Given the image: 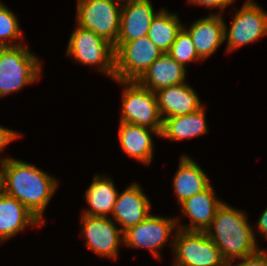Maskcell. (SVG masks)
Wrapping results in <instances>:
<instances>
[{"mask_svg": "<svg viewBox=\"0 0 267 266\" xmlns=\"http://www.w3.org/2000/svg\"><path fill=\"white\" fill-rule=\"evenodd\" d=\"M168 54L184 67L193 60H202L196 52L191 36L184 28L178 33Z\"/></svg>", "mask_w": 267, "mask_h": 266, "instance_id": "d4e9b609", "label": "cell"}, {"mask_svg": "<svg viewBox=\"0 0 267 266\" xmlns=\"http://www.w3.org/2000/svg\"><path fill=\"white\" fill-rule=\"evenodd\" d=\"M203 106L197 111L163 119L161 138L180 141L207 133V123Z\"/></svg>", "mask_w": 267, "mask_h": 266, "instance_id": "44dd1931", "label": "cell"}, {"mask_svg": "<svg viewBox=\"0 0 267 266\" xmlns=\"http://www.w3.org/2000/svg\"><path fill=\"white\" fill-rule=\"evenodd\" d=\"M186 79V67L174 60L168 53L156 59L137 82L156 92L162 88L182 84Z\"/></svg>", "mask_w": 267, "mask_h": 266, "instance_id": "e0dca14e", "label": "cell"}, {"mask_svg": "<svg viewBox=\"0 0 267 266\" xmlns=\"http://www.w3.org/2000/svg\"><path fill=\"white\" fill-rule=\"evenodd\" d=\"M158 13H155L150 0H133L122 4L117 43L134 41L147 36L150 25Z\"/></svg>", "mask_w": 267, "mask_h": 266, "instance_id": "4fadbf2b", "label": "cell"}, {"mask_svg": "<svg viewBox=\"0 0 267 266\" xmlns=\"http://www.w3.org/2000/svg\"><path fill=\"white\" fill-rule=\"evenodd\" d=\"M183 24L177 14L161 9L154 17L147 36L163 53H168Z\"/></svg>", "mask_w": 267, "mask_h": 266, "instance_id": "603a6c76", "label": "cell"}, {"mask_svg": "<svg viewBox=\"0 0 267 266\" xmlns=\"http://www.w3.org/2000/svg\"><path fill=\"white\" fill-rule=\"evenodd\" d=\"M183 28L191 36L198 56L204 60L211 56L225 41V21L221 14H211L193 22L190 28Z\"/></svg>", "mask_w": 267, "mask_h": 266, "instance_id": "9a60e30c", "label": "cell"}, {"mask_svg": "<svg viewBox=\"0 0 267 266\" xmlns=\"http://www.w3.org/2000/svg\"><path fill=\"white\" fill-rule=\"evenodd\" d=\"M171 241L173 266H228L221 251L205 232L176 229Z\"/></svg>", "mask_w": 267, "mask_h": 266, "instance_id": "5b68a950", "label": "cell"}, {"mask_svg": "<svg viewBox=\"0 0 267 266\" xmlns=\"http://www.w3.org/2000/svg\"><path fill=\"white\" fill-rule=\"evenodd\" d=\"M114 186L111 178L105 176L102 178L96 174L84 196L90 208L84 210L82 214L99 217H108L107 213L112 214L118 197V192Z\"/></svg>", "mask_w": 267, "mask_h": 266, "instance_id": "7402d4cb", "label": "cell"}, {"mask_svg": "<svg viewBox=\"0 0 267 266\" xmlns=\"http://www.w3.org/2000/svg\"><path fill=\"white\" fill-rule=\"evenodd\" d=\"M256 227L259 230L260 234H262V236L267 239V208L265 209V211H263Z\"/></svg>", "mask_w": 267, "mask_h": 266, "instance_id": "f1b7e54d", "label": "cell"}, {"mask_svg": "<svg viewBox=\"0 0 267 266\" xmlns=\"http://www.w3.org/2000/svg\"><path fill=\"white\" fill-rule=\"evenodd\" d=\"M19 136L21 135L18 132L0 125V153H2V150L5 149L10 142L17 139Z\"/></svg>", "mask_w": 267, "mask_h": 266, "instance_id": "83f0119b", "label": "cell"}, {"mask_svg": "<svg viewBox=\"0 0 267 266\" xmlns=\"http://www.w3.org/2000/svg\"><path fill=\"white\" fill-rule=\"evenodd\" d=\"M172 180L179 204L204 191L210 185L208 177L198 163L186 155L181 156L179 167Z\"/></svg>", "mask_w": 267, "mask_h": 266, "instance_id": "ffe728a7", "label": "cell"}, {"mask_svg": "<svg viewBox=\"0 0 267 266\" xmlns=\"http://www.w3.org/2000/svg\"><path fill=\"white\" fill-rule=\"evenodd\" d=\"M25 45L0 47V97L34 83L41 75V62Z\"/></svg>", "mask_w": 267, "mask_h": 266, "instance_id": "3957f363", "label": "cell"}, {"mask_svg": "<svg viewBox=\"0 0 267 266\" xmlns=\"http://www.w3.org/2000/svg\"><path fill=\"white\" fill-rule=\"evenodd\" d=\"M113 1H116V2H120L119 4H125V3H129V2H131V1H133V0H113ZM123 2V3H122Z\"/></svg>", "mask_w": 267, "mask_h": 266, "instance_id": "4dcf8cb0", "label": "cell"}, {"mask_svg": "<svg viewBox=\"0 0 267 266\" xmlns=\"http://www.w3.org/2000/svg\"><path fill=\"white\" fill-rule=\"evenodd\" d=\"M42 224L16 198L7 194L0 196V242L12 238L29 225L37 227Z\"/></svg>", "mask_w": 267, "mask_h": 266, "instance_id": "d6986e66", "label": "cell"}, {"mask_svg": "<svg viewBox=\"0 0 267 266\" xmlns=\"http://www.w3.org/2000/svg\"><path fill=\"white\" fill-rule=\"evenodd\" d=\"M114 220L109 217H81L82 233L86 246L102 257L117 259L120 244L124 243V235Z\"/></svg>", "mask_w": 267, "mask_h": 266, "instance_id": "8fae6325", "label": "cell"}, {"mask_svg": "<svg viewBox=\"0 0 267 266\" xmlns=\"http://www.w3.org/2000/svg\"><path fill=\"white\" fill-rule=\"evenodd\" d=\"M137 183H132L122 193H118L112 217L119 223L124 233L144 221L150 214L151 203Z\"/></svg>", "mask_w": 267, "mask_h": 266, "instance_id": "7c38bea8", "label": "cell"}, {"mask_svg": "<svg viewBox=\"0 0 267 266\" xmlns=\"http://www.w3.org/2000/svg\"><path fill=\"white\" fill-rule=\"evenodd\" d=\"M22 34L14 12L0 2V47L21 45L11 40H22Z\"/></svg>", "mask_w": 267, "mask_h": 266, "instance_id": "cb8c5ba5", "label": "cell"}, {"mask_svg": "<svg viewBox=\"0 0 267 266\" xmlns=\"http://www.w3.org/2000/svg\"><path fill=\"white\" fill-rule=\"evenodd\" d=\"M114 49L115 80L120 81H137L163 54L148 36L125 43H116Z\"/></svg>", "mask_w": 267, "mask_h": 266, "instance_id": "ba28073f", "label": "cell"}, {"mask_svg": "<svg viewBox=\"0 0 267 266\" xmlns=\"http://www.w3.org/2000/svg\"><path fill=\"white\" fill-rule=\"evenodd\" d=\"M151 133L160 137V133L157 130L120 122L118 138L122 150L129 157L144 163V165H149L152 162L154 151Z\"/></svg>", "mask_w": 267, "mask_h": 266, "instance_id": "ac0fdd59", "label": "cell"}, {"mask_svg": "<svg viewBox=\"0 0 267 266\" xmlns=\"http://www.w3.org/2000/svg\"><path fill=\"white\" fill-rule=\"evenodd\" d=\"M116 82L125 86L120 122L144 126L161 134L163 119L158 109L156 93L141 86L137 81Z\"/></svg>", "mask_w": 267, "mask_h": 266, "instance_id": "277c9868", "label": "cell"}, {"mask_svg": "<svg viewBox=\"0 0 267 266\" xmlns=\"http://www.w3.org/2000/svg\"><path fill=\"white\" fill-rule=\"evenodd\" d=\"M178 219L149 214L144 221L123 233V244L133 248H148L155 258L160 259L159 250L168 241L173 228L177 227Z\"/></svg>", "mask_w": 267, "mask_h": 266, "instance_id": "30bf717a", "label": "cell"}, {"mask_svg": "<svg viewBox=\"0 0 267 266\" xmlns=\"http://www.w3.org/2000/svg\"><path fill=\"white\" fill-rule=\"evenodd\" d=\"M155 93L162 119L186 115L202 107L195 90L185 82L162 88Z\"/></svg>", "mask_w": 267, "mask_h": 266, "instance_id": "2e32d148", "label": "cell"}, {"mask_svg": "<svg viewBox=\"0 0 267 266\" xmlns=\"http://www.w3.org/2000/svg\"><path fill=\"white\" fill-rule=\"evenodd\" d=\"M224 202L215 196L211 184L204 190L180 203L182 212L189 217L191 224L177 225L183 231L205 232L211 225L217 210Z\"/></svg>", "mask_w": 267, "mask_h": 266, "instance_id": "5bb4252c", "label": "cell"}, {"mask_svg": "<svg viewBox=\"0 0 267 266\" xmlns=\"http://www.w3.org/2000/svg\"><path fill=\"white\" fill-rule=\"evenodd\" d=\"M57 183L53 176L35 165L14 158L5 160L6 194L21 202L43 224L42 214Z\"/></svg>", "mask_w": 267, "mask_h": 266, "instance_id": "6da1fadb", "label": "cell"}, {"mask_svg": "<svg viewBox=\"0 0 267 266\" xmlns=\"http://www.w3.org/2000/svg\"><path fill=\"white\" fill-rule=\"evenodd\" d=\"M235 0H188V2L193 3L194 5H200L205 6L208 8H220L221 12L224 10V8L228 7V5H231Z\"/></svg>", "mask_w": 267, "mask_h": 266, "instance_id": "4316f807", "label": "cell"}, {"mask_svg": "<svg viewBox=\"0 0 267 266\" xmlns=\"http://www.w3.org/2000/svg\"><path fill=\"white\" fill-rule=\"evenodd\" d=\"M227 29L225 22L226 52L235 51L246 44L267 35V12L253 0H247L242 8L234 15L233 21Z\"/></svg>", "mask_w": 267, "mask_h": 266, "instance_id": "9c48e42d", "label": "cell"}, {"mask_svg": "<svg viewBox=\"0 0 267 266\" xmlns=\"http://www.w3.org/2000/svg\"><path fill=\"white\" fill-rule=\"evenodd\" d=\"M240 260L237 264L229 263L228 266H267V252L260 249L250 256L240 258Z\"/></svg>", "mask_w": 267, "mask_h": 266, "instance_id": "484cf974", "label": "cell"}, {"mask_svg": "<svg viewBox=\"0 0 267 266\" xmlns=\"http://www.w3.org/2000/svg\"><path fill=\"white\" fill-rule=\"evenodd\" d=\"M245 215L224 202L217 210L211 225L205 230L228 264L236 258L250 256L260 250L254 230Z\"/></svg>", "mask_w": 267, "mask_h": 266, "instance_id": "7a4b0ae2", "label": "cell"}, {"mask_svg": "<svg viewBox=\"0 0 267 266\" xmlns=\"http://www.w3.org/2000/svg\"><path fill=\"white\" fill-rule=\"evenodd\" d=\"M113 0H78L76 25L96 33L112 45L120 31L122 5ZM120 6V7H119Z\"/></svg>", "mask_w": 267, "mask_h": 266, "instance_id": "52a82bcc", "label": "cell"}, {"mask_svg": "<svg viewBox=\"0 0 267 266\" xmlns=\"http://www.w3.org/2000/svg\"><path fill=\"white\" fill-rule=\"evenodd\" d=\"M67 45V55L81 64L97 66L115 80V49L110 42L76 25Z\"/></svg>", "mask_w": 267, "mask_h": 266, "instance_id": "8992f818", "label": "cell"}, {"mask_svg": "<svg viewBox=\"0 0 267 266\" xmlns=\"http://www.w3.org/2000/svg\"><path fill=\"white\" fill-rule=\"evenodd\" d=\"M9 159V157H4L2 160L0 159V196L6 194L5 192V160Z\"/></svg>", "mask_w": 267, "mask_h": 266, "instance_id": "f546056e", "label": "cell"}]
</instances>
